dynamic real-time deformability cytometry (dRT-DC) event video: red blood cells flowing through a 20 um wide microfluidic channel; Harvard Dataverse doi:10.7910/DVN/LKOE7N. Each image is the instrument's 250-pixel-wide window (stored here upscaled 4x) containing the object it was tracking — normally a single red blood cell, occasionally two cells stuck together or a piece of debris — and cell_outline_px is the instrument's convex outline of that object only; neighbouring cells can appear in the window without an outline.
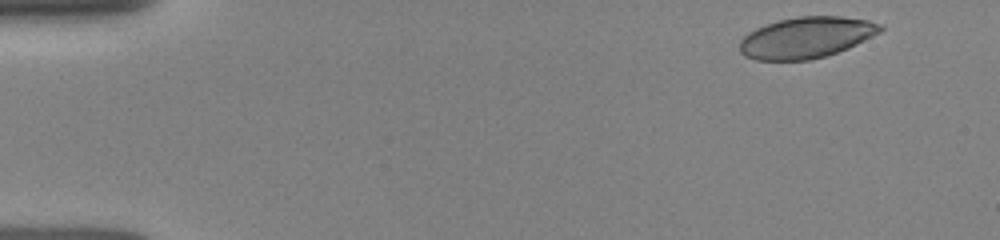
{"species": "human", "species_latin": "Homo sapiens", "temperature_condition": "room temperature", "stored_images_in_passage": 4, "camera_frame_rate_fps": 3000, "um_per_image_px": 0.085, "donor": {"sex": "female"}, "frame": {"image": 1, "passage_image": 1, "time_ms": 0.0, "image_size_px": [1000, 240], "cell_outline_px": [[884, 28], [880, 32], [848, 48], [824, 56], [808, 60], [756, 60], [744, 56], [740, 52], [740, 40], [748, 32], [756, 28], [780, 20], [796, 16], [840, 16], [868, 20], [880, 24]], "centroid_in_image_um": [68.51, 3.19], "position_along_channel_um": 16.5, "area_um2": 33.52}}